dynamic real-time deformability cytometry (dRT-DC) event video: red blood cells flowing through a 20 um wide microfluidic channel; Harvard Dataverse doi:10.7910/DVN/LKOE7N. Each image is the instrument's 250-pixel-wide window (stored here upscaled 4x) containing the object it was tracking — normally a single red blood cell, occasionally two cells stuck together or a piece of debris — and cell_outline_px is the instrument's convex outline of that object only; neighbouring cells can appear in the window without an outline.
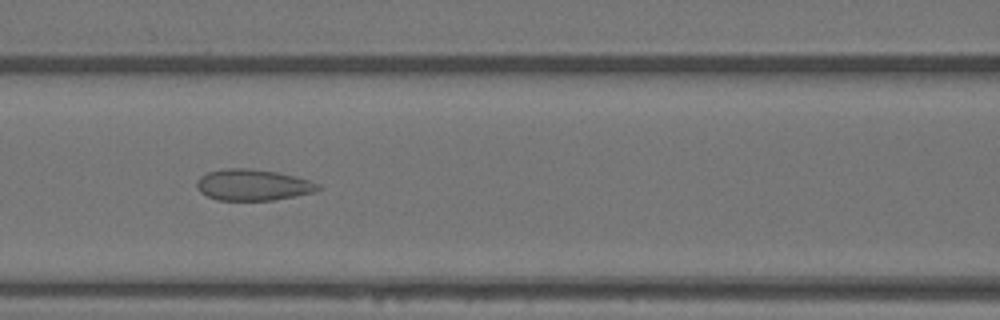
{"species": "Egyptian fruit bat (a non-hibernating species)", "species_latin": "Rousettus aegyptiacus", "temperature_condition": "warm", "stored_images_in_passage": 10, "camera_frame_rate_fps": 3000, "um_per_image_px": 0.085, "animal": {"sex": "female"}, "frame": {"image": 1, "passage_image": 6, "time_ms": 1.667, "image_size_px": [1000, 320], "cell_outline_px": [[324, 188], [312, 192], [272, 200], [216, 200], [200, 192], [196, 188], [196, 184], [200, 176], [208, 172], [228, 168], [248, 168], [276, 172], [296, 176], [312, 180], [320, 184]], "centroid_in_image_um": [21.51, 15.71], "position_along_channel_um": 145.1, "area_um2": 22.08}}
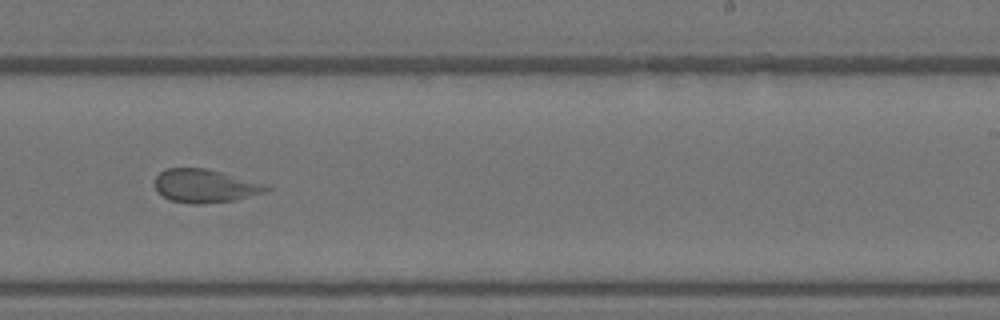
{"frame": {"image": 2, "passage_image": 9, "time_ms": 2.667, "image_size_px": [1000, 320], "cell_outline_px": [[272, 188], [264, 192], [236, 200], [200, 204], [192, 204], [172, 200], [156, 192], [152, 184], [152, 180], [164, 168], [204, 168], [272, 184]], "centroid_in_image_um": [17.43, 15.79], "position_along_channel_um": 271.6, "area_um2": 22.14}}
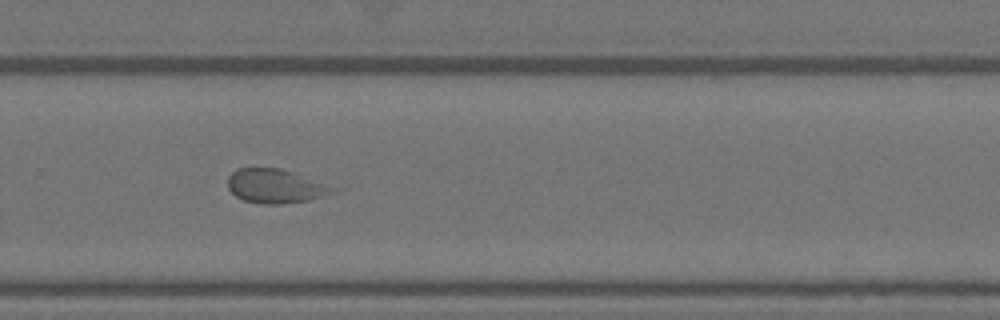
{"frame": {"image": 3, "passage_image": 10, "time_ms": 3.0, "image_size_px": [1000, 320], "cell_outline_px": [[332, 192], [324, 196], [308, 200], [280, 204], [264, 204], [244, 200], [236, 196], [228, 188], [228, 176], [236, 168], [280, 168], [296, 172], [332, 188]], "centroid_in_image_um": [23.32, 15.81], "position_along_channel_um": 306.5, "area_um2": 20.46}}